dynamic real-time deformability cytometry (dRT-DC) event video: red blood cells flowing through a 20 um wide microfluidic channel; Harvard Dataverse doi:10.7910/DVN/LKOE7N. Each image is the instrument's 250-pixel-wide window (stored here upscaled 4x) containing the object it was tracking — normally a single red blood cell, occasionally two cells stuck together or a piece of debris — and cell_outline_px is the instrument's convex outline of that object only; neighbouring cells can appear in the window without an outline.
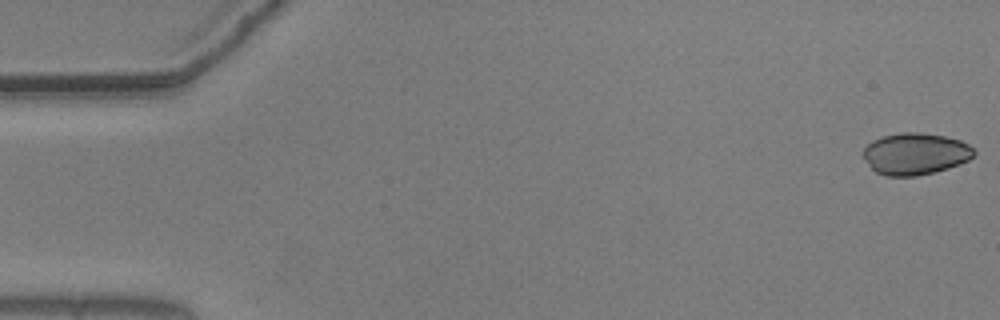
{"species": "common noctule bat (a hibernating species)", "species_latin": "Nyctalus noctula", "temperature_condition": "warm", "stored_images_in_passage": 13, "camera_frame_rate_fps": 3000, "um_per_image_px": 0.085, "animal": {"sex": "male", "body_mass_g": 20.5, "forearm_length_mm": 52.5}, "frame": {"image": 1, "passage_image": 1, "time_ms": 0.0, "image_size_px": [1000, 320], "cell_outline_px": [[976, 152], [968, 160], [960, 164], [948, 168], [916, 176], [884, 176], [876, 172], [872, 168], [864, 156], [864, 148], [872, 140], [884, 136], [900, 132], [920, 132], [944, 136], [960, 140], [968, 144]], "centroid_in_image_um": [77.81, 13.07], "position_along_channel_um": 7.2, "area_um2": 26.76}}